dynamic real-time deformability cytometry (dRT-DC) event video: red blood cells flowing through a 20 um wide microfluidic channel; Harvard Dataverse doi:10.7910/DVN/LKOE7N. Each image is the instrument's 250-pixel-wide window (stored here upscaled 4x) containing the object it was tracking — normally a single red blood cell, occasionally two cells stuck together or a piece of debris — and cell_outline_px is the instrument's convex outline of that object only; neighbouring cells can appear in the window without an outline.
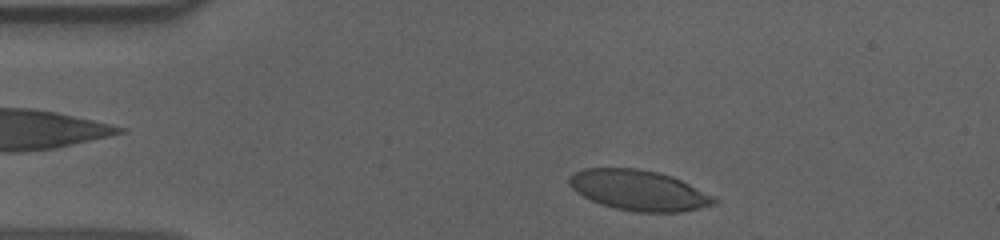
{"species": "human", "species_latin": "Homo sapiens", "temperature_condition": "cold", "stored_images_in_passage": 40, "camera_frame_rate_fps": 3000, "um_per_image_px": 0.085, "donor": {"sex": "male"}, "frame": {"image": 1, "passage_image": 3, "time_ms": 0.667, "image_size_px": [1000, 240], "cell_outline_px": [[720, 200], [716, 204], [680, 212], [636, 212], [616, 208], [600, 204], [576, 192], [568, 184], [568, 176], [584, 168], [636, 168], [656, 172], [672, 176], [716, 196]], "centroid_in_image_um": [54.32, 16.17], "position_along_channel_um": 30.7, "area_um2": 34.16}}
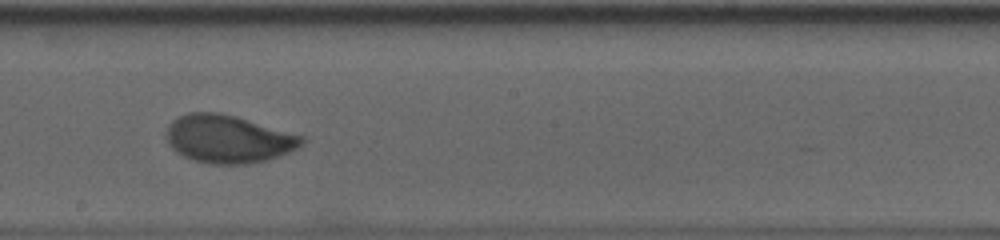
{"frame": {"image": 2, "passage_image": 24, "time_ms": 7.667, "image_size_px": [1000, 240], "cell_outline_px": [[308, 140], [304, 144], [288, 152], [264, 160], [248, 164], [208, 164], [192, 160], [176, 152], [168, 144], [168, 124], [176, 116], [188, 112], [220, 112], [236, 116], [304, 136]], "centroid_in_image_um": [19.39, 11.8], "position_along_channel_um": 228.8, "area_um2": 37.92}}
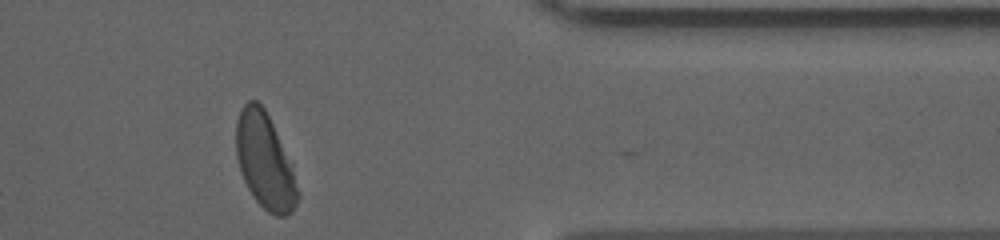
{"frame": {"image": 3, "passage_image": 39, "time_ms": 12.667, "image_size_px": [1000, 240], "cell_outline_px": [[300, 196], [292, 212], [284, 216], [276, 216], [268, 212], [256, 200], [248, 188], [240, 172], [236, 156], [236, 120], [240, 108], [248, 100], [256, 100], [264, 108], [272, 124], [292, 172]], "centroid_in_image_um": [22.46, 13.7], "position_along_channel_um": 388.9, "area_um2": 33.41}, "authors_computed_cell_mechanics": {"area_um2": 36.703, "velocity_mm_per_s": 3.5949, "shape_relaxation_time_tau1_ms": 4.1955, "shape_relaxation_time_tau2_ms": null, "deformation_change_tau1": 0.1542, "deformation_change_tau2": null}}